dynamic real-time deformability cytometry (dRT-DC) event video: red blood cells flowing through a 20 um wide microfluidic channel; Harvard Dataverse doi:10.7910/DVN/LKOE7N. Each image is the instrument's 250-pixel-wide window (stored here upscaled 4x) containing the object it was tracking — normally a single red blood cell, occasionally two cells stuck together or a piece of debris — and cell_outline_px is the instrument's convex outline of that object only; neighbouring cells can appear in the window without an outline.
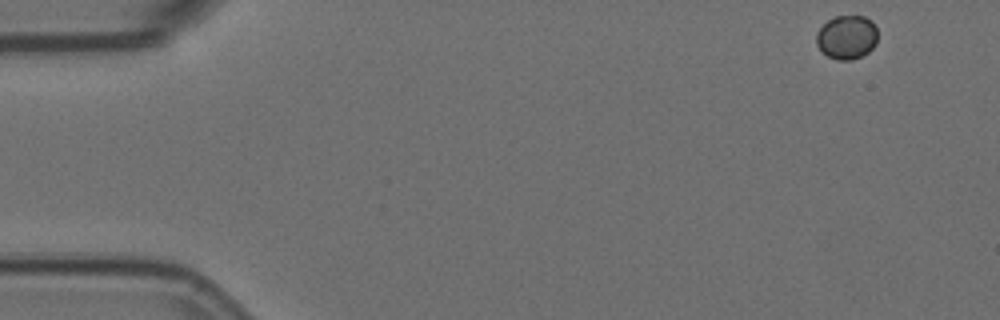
{"species": "Egyptian fruit bat (a non-hibernating species)", "species_latin": "Rousettus aegyptiacus", "temperature_condition": "room temperature", "stored_images_in_passage": 6, "segment_of_instrument_passage": [1, 2], "camera_frame_rate_fps": 3000, "um_per_image_px": 0.085, "animal": {"sex": "female"}, "frame": {"image": 1, "passage_image": 1, "time_ms": 0.0, "image_size_px": [1000, 320], "cell_outline_px": [[876, 44], [868, 52], [852, 60], [836, 60], [820, 52], [816, 44], [816, 32], [828, 20], [836, 16], [864, 16], [872, 20], [876, 24]], "centroid_in_image_um": [71.96, 3.17], "position_along_channel_um": 13.0, "area_um2": 15.84}}